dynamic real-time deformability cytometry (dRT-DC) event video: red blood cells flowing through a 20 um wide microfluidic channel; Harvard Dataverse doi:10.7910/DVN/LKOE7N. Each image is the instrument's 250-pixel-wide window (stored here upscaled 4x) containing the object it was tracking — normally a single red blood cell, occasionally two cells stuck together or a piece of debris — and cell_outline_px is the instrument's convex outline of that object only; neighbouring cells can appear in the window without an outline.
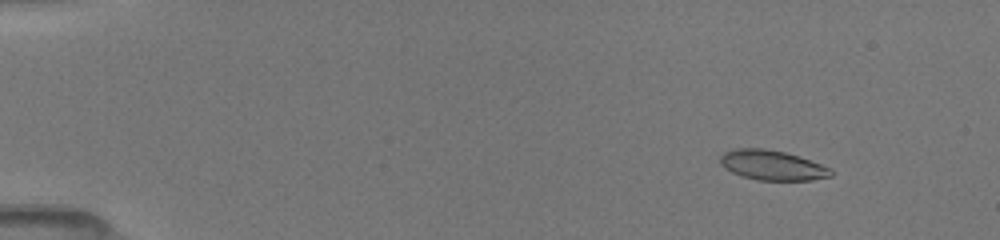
{"species": "common noctule bat (a hibernating species)", "species_latin": "Nyctalus noctula", "temperature_condition": "room temperature", "stored_images_in_passage": 51, "camera_frame_rate_fps": 3000, "um_per_image_px": 0.085, "animal": {"sex": "female", "body_mass_g": 19.5, "forearm_length_mm": 54.1}, "frame": {"image": 1, "passage_image": 6, "time_ms": 1.667, "image_size_px": [1000, 240], "cell_outline_px": [[832, 176], [812, 180], [756, 180], [732, 172], [724, 168], [720, 164], [720, 156], [724, 152], [732, 148], [764, 148], [784, 152], [832, 168]], "centroid_in_image_um": [65.6, 14.04], "position_along_channel_um": 19.4, "area_um2": 19.19}}
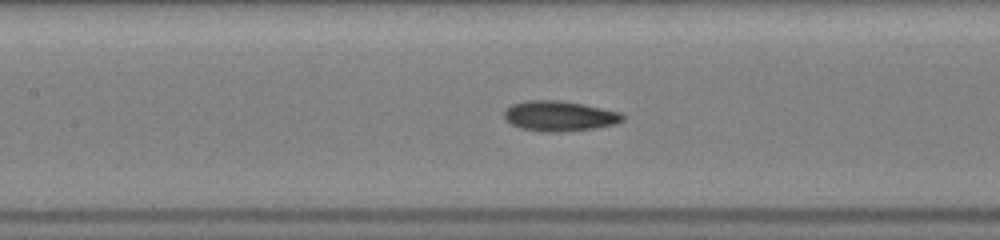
{"frame": {"image": 2, "passage_image": 25, "time_ms": 8.0, "image_size_px": [1000, 240], "cell_outline_px": [[624, 120], [616, 124], [596, 128], [560, 132], [544, 132], [520, 128], [504, 120], [504, 112], [512, 104], [524, 100], [560, 100], [584, 104], [620, 112], [624, 116]], "centroid_in_image_um": [47.55, 9.86], "position_along_channel_um": 159.9, "area_um2": 21.04}}
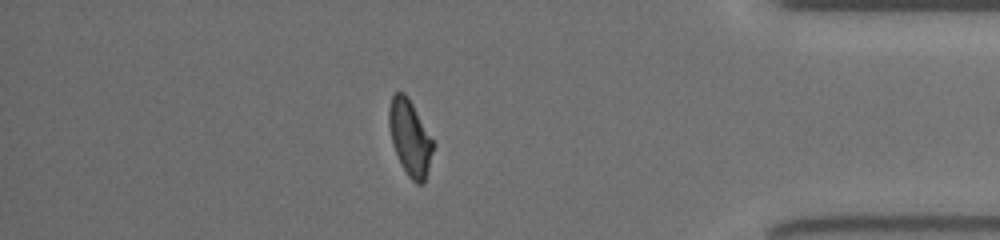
{"frame": {"image": 3, "passage_image": 45, "time_ms": 14.667, "image_size_px": [1000, 240], "cell_outline_px": [[436, 144], [424, 184], [416, 184], [408, 176], [392, 144], [388, 124], [388, 108], [392, 96], [396, 92], [404, 92], [408, 96]], "centroid_in_image_um": [34.87, 11.7], "position_along_channel_um": 400.3, "area_um2": 19.65}, "authors_computed_cell_mechanics": {"area_um2": 19.7676, "velocity_mm_per_s": 4.0441, "shape_relaxation_time_tau1_ms": 5.6015, "shape_relaxation_time_tau2_ms": 1.9903, "deformation_change_tau1": 0.1562, "deformation_change_tau2": 0.0922}}